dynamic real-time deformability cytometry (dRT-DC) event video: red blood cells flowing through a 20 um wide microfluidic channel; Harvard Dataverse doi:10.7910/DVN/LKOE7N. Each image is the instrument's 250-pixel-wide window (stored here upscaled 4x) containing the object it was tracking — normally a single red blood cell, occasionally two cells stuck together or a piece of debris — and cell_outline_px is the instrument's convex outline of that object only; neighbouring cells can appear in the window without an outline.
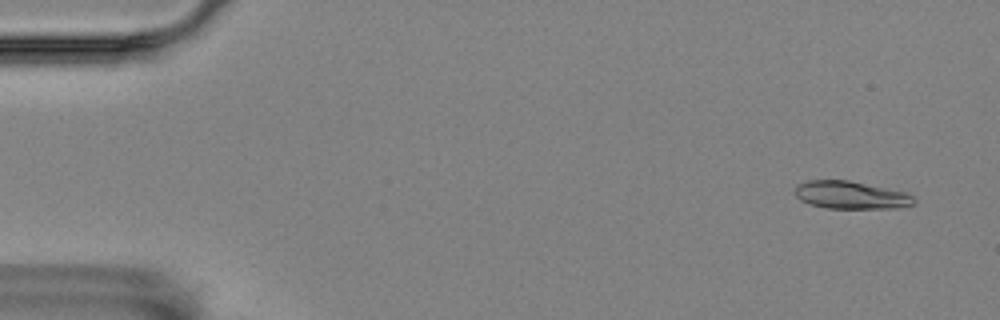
{"species": "Egyptian fruit bat (a non-hibernating species)", "species_latin": "Rousettus aegyptiacus", "temperature_condition": "room temperature", "stored_images_in_passage": 6, "camera_frame_rate_fps": 3000, "um_per_image_px": 0.085, "animal": {"sex": "female"}, "frame": {"image": 1, "passage_image": 1, "time_ms": 0.0, "image_size_px": [1000, 320], "cell_outline_px": [[916, 204], [896, 208], [824, 208], [808, 204], [800, 200], [796, 196], [796, 184], [808, 180], [848, 180], [904, 192], [912, 196], [916, 200]], "centroid_in_image_um": [72.3, 16.59], "position_along_channel_um": 12.7, "area_um2": 19.19}}